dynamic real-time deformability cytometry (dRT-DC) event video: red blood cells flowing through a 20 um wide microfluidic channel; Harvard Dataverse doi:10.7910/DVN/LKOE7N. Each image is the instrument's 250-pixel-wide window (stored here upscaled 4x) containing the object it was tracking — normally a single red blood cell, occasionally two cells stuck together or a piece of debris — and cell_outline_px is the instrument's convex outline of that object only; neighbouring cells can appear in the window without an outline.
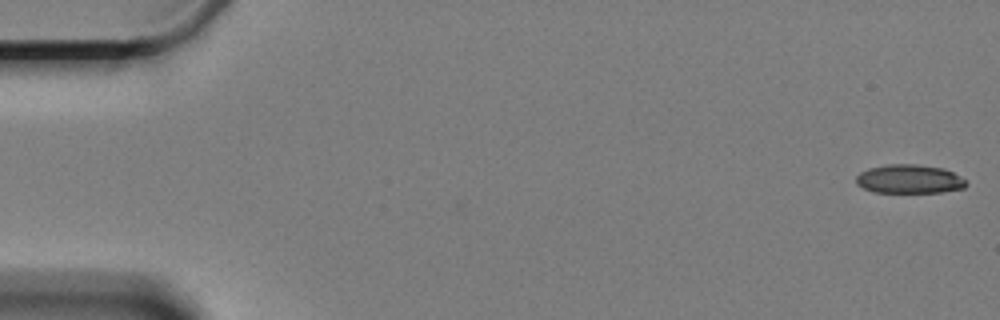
{"species": "Egyptian fruit bat (a non-hibernating species)", "species_latin": "Rousettus aegyptiacus", "temperature_condition": "cold", "stored_images_in_passage": 60, "camera_frame_rate_fps": 3000, "um_per_image_px": 0.085, "animal": {"sex": "female"}, "frame": {"image": 1, "passage_image": 1, "time_ms": 0.0, "image_size_px": [1000, 320], "cell_outline_px": [[968, 184], [964, 188], [940, 192], [876, 192], [864, 188], [856, 184], [856, 176], [860, 172], [868, 168], [888, 164], [916, 164], [944, 168], [952, 172], [964, 180]], "centroid_in_image_um": [77.27, 15.21], "position_along_channel_um": 7.7, "area_um2": 18.38}}
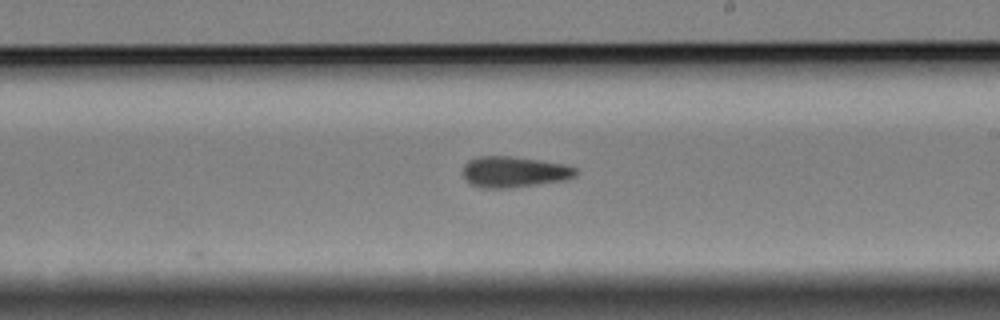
{"frame": {"image": 2, "passage_image": 35, "time_ms": 11.333, "image_size_px": [1000, 320], "cell_outline_px": [[576, 176], [564, 180], [508, 188], [480, 188], [464, 180], [460, 172], [464, 164], [468, 160], [476, 156], [508, 156], [540, 160], [564, 164], [576, 168]], "centroid_in_image_um": [43.61, 14.6], "position_along_channel_um": 245.4, "area_um2": 20.52}}
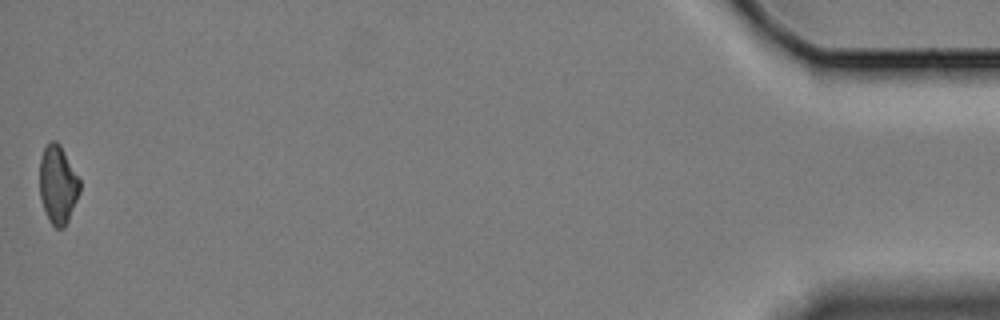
{"frame": {"image": 3, "passage_image": 60, "time_ms": 19.667, "image_size_px": [1000, 320], "cell_outline_px": [[80, 192], [68, 220], [64, 228], [56, 228], [48, 220], [40, 200], [40, 160], [44, 148], [52, 140], [56, 140], [60, 144], [80, 180]], "centroid_in_image_um": [4.91, 15.71], "position_along_channel_um": 430.3, "area_um2": 18.26}, "authors_computed_cell_mechanics": {"area_um2": 19.5942, "velocity_mm_per_s": 3.3179, "shape_relaxation_time_tau1_ms": 8.9928, "shape_relaxation_time_tau2_ms": 3.0101, "deformation_change_tau1": 0.1636, "deformation_change_tau2": 0.1107}}